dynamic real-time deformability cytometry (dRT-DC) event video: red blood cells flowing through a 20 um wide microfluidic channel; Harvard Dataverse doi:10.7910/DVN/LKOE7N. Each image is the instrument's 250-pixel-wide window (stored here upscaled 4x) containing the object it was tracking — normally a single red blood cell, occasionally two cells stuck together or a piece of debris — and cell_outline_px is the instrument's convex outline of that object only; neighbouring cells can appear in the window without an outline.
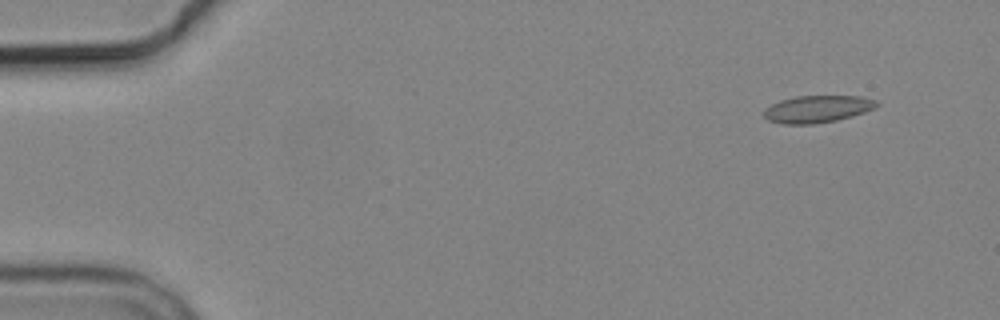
{"species": "common noctule bat (a hibernating species)", "species_latin": "Nyctalus noctula", "temperature_condition": "cold", "stored_images_in_passage": 6, "camera_frame_rate_fps": 3000, "um_per_image_px": 0.085, "animal": {"sex": "male", "body_mass_g": 19.2, "forearm_length_mm": 51.8}, "frame": {"image": 1, "passage_image": 2, "time_ms": 1.0, "image_size_px": [1000, 320], "cell_outline_px": [[880, 104], [876, 108], [852, 116], [836, 120], [812, 124], [780, 124], [768, 120], [764, 116], [764, 108], [780, 100], [796, 96], [860, 96], [876, 100]], "centroid_in_image_um": [69.47, 9.26], "position_along_channel_um": 15.5, "area_um2": 17.92}}